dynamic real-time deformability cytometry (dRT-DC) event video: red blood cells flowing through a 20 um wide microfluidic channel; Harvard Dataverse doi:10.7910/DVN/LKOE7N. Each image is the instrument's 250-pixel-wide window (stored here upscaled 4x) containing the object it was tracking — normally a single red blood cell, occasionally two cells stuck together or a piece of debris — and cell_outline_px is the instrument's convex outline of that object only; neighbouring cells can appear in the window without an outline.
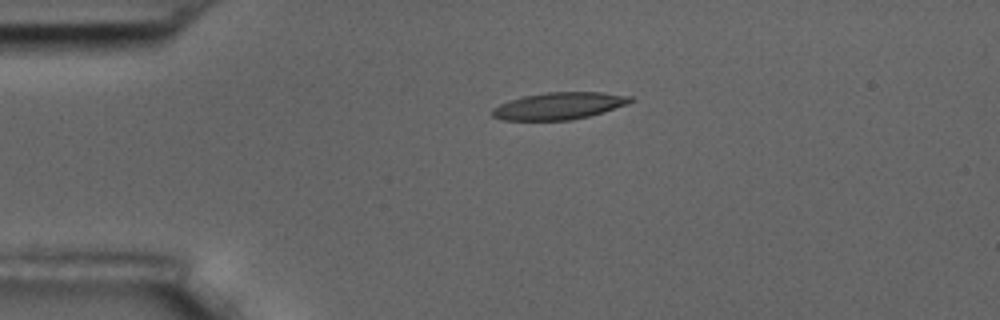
{"species": "common noctule bat (a hibernating species)", "species_latin": "Nyctalus noctula", "temperature_condition": "room temperature", "stored_images_in_passage": 2, "camera_frame_rate_fps": 3000, "um_per_image_px": 0.085, "animal": {"sex": "male", "body_mass_g": 17.5, "forearm_length_mm": 52.3}, "frame": {"image": 1, "passage_image": 1, "time_ms": 0.0, "image_size_px": [1000, 320], "cell_outline_px": [[636, 100], [628, 104], [604, 112], [572, 120], [504, 120], [492, 116], [492, 108], [508, 100], [524, 96], [544, 92], [604, 92], [632, 96]], "centroid_in_image_um": [47.55, 8.99], "position_along_channel_um": 37.4, "area_um2": 21.96}}